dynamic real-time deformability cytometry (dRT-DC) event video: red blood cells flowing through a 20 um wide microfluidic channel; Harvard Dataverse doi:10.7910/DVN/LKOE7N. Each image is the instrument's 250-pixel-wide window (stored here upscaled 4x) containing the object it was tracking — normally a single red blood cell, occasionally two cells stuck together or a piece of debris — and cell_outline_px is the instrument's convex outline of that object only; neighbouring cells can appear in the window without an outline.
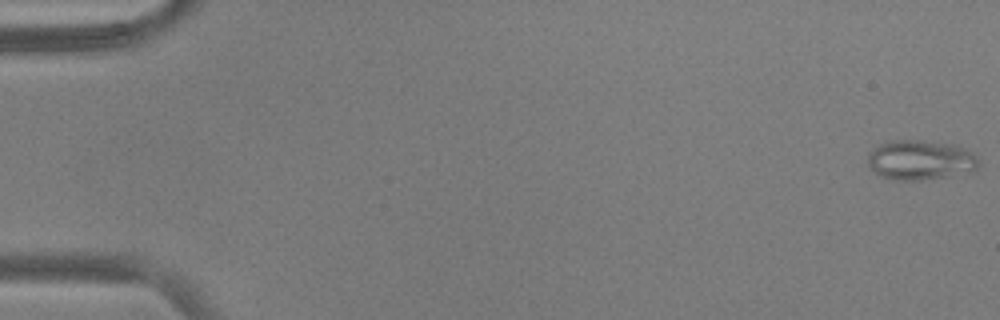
{"species": "common noctule bat (a hibernating species)", "species_latin": "Nyctalus noctula", "temperature_condition": "warm", "stored_images_in_passage": 54, "camera_frame_rate_fps": 3000, "um_per_image_px": 0.085, "animal": {"sex": "male", "body_mass_g": 17.9, "forearm_length_mm": 54.2}, "frame": {"image": 1, "passage_image": 1, "time_ms": 0.0, "image_size_px": [1000, 320], "cell_outline_px": [[980, 164], [972, 172], [948, 176], [920, 180], [892, 180], [880, 176], [868, 164], [868, 152], [880, 144], [892, 140], [924, 140], [956, 144], [972, 152], [976, 156]], "centroid_in_image_um": [78.25, 13.59], "position_along_channel_um": 6.7, "area_um2": 25.95}}
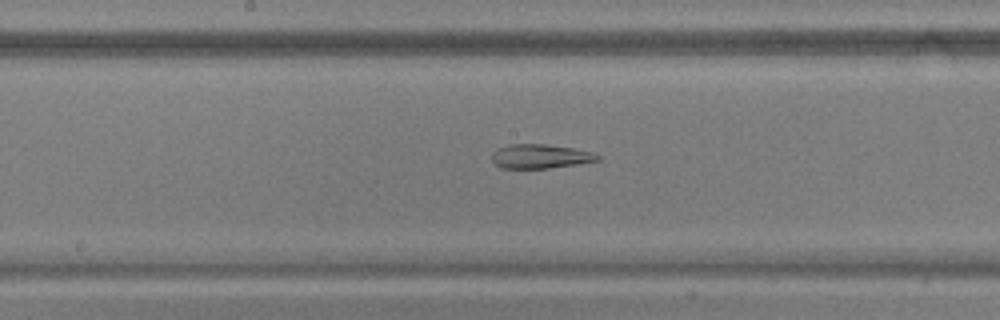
{"frame": {"image": 2, "passage_image": 29, "time_ms": 9.333, "image_size_px": [1000, 320], "cell_outline_px": [[600, 160], [576, 164], [548, 168], [500, 168], [492, 160], [492, 152], [496, 148], [508, 144], [548, 144], [572, 148], [592, 152], [600, 156]], "centroid_in_image_um": [45.89, 13.28], "position_along_channel_um": 202.3, "area_um2": 14.91}}
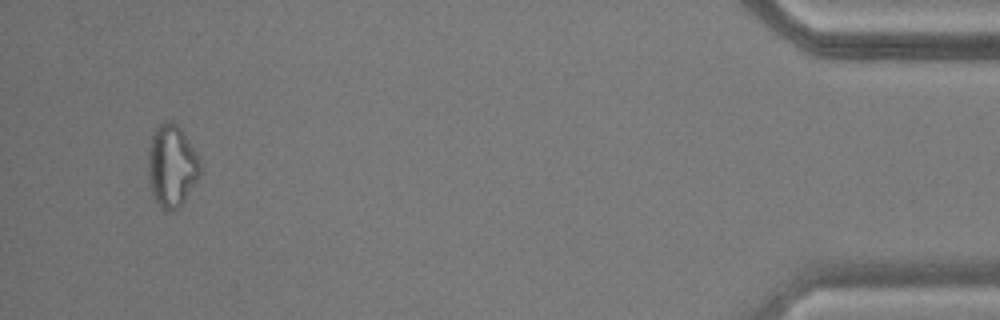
{"frame": {"image": 3, "passage_image": 52, "time_ms": 17.0, "image_size_px": [1000, 320], "cell_outline_px": [[200, 176], [180, 208], [168, 212], [152, 196], [148, 180], [148, 148], [152, 132], [164, 120], [168, 120], [176, 124], [180, 128], [196, 152], [200, 160]], "centroid_in_image_um": [14.59, 14.1], "position_along_channel_um": 420.6, "area_um2": 25.14}, "authors_computed_cell_mechanics": {"area_um2": 22.831, "velocity_mm_per_s": 3.7728, "shape_relaxation_time_tau1_ms": null, "shape_relaxation_time_tau2_ms": 6.329, "deformation_change_tau1": null, "deformation_change_tau2": 0.1939}}